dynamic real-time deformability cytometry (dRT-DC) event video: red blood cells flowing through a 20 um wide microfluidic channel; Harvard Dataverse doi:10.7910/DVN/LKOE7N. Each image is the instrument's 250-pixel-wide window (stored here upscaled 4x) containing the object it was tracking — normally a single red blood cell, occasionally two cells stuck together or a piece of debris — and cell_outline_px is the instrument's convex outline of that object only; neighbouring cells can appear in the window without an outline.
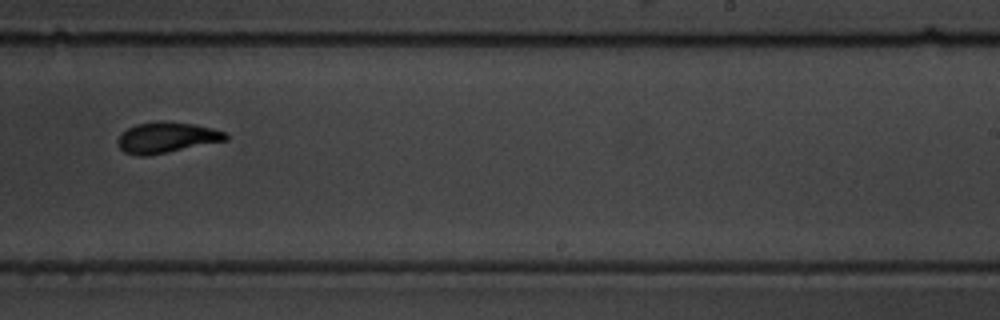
{"species": "common noctule bat (a hibernating species)", "species_latin": "Nyctalus noctula", "temperature_condition": "warm", "stored_images_in_passage": 12, "camera_frame_rate_fps": 3000, "um_per_image_px": 0.085, "animal": {"sex": "male", "body_mass_g": 19.5, "forearm_length_mm": 54.6}, "frame": {"image": 1, "passage_image": 6, "time_ms": 6.667, "image_size_px": [1000, 320], "cell_outline_px": [[228, 140], [148, 156], [136, 156], [124, 152], [116, 144], [116, 140], [128, 128], [136, 124], [156, 120], [160, 120], [192, 124], [212, 128], [224, 132], [228, 136]], "centroid_in_image_um": [14.13, 11.69], "position_along_channel_um": 274.9, "area_um2": 19.42}}
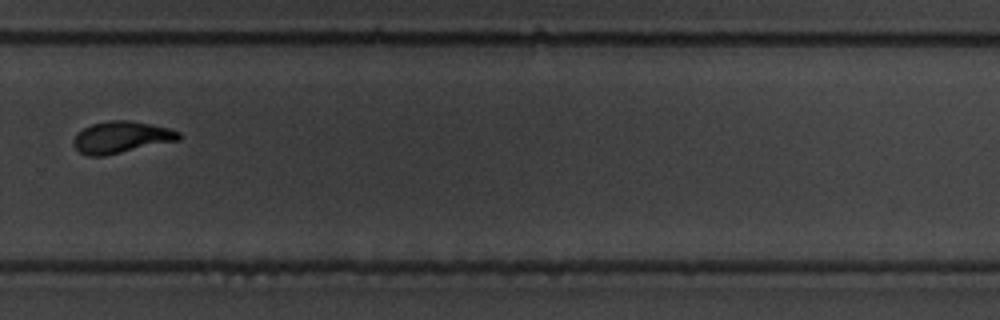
{"frame": {"image": 2, "passage_image": 7, "time_ms": 8.0, "image_size_px": [1000, 320], "cell_outline_px": [[180, 140], [104, 156], [88, 156], [80, 152], [72, 144], [72, 140], [84, 128], [92, 124], [112, 120], [128, 120], [152, 124], [168, 128], [180, 132]], "centroid_in_image_um": [10.32, 11.67], "position_along_channel_um": 319.5, "area_um2": 19.36}}